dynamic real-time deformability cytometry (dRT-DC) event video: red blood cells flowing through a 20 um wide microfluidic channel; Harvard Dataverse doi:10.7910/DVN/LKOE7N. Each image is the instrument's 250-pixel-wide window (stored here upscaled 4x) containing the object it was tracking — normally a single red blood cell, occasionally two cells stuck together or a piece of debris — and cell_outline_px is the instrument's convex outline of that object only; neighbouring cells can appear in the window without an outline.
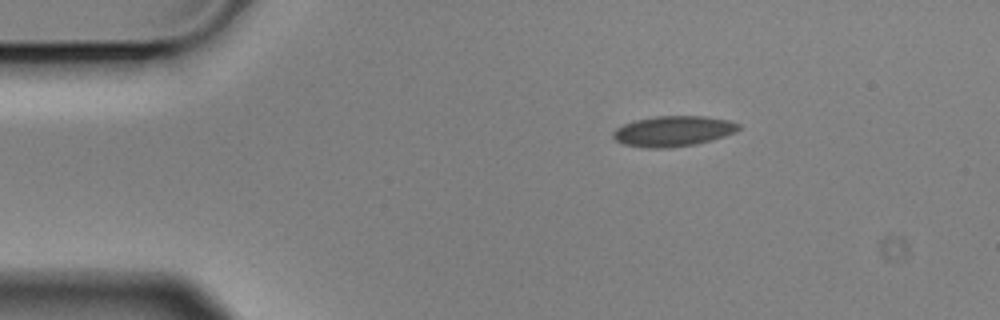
{"species": "Egyptian fruit bat (a non-hibernating species)", "species_latin": "Rousettus aegyptiacus", "temperature_condition": "cold", "stored_images_in_passage": 7, "camera_frame_rate_fps": 3000, "um_per_image_px": 0.085, "animal": {"sex": "male"}, "frame": {"image": 1, "passage_image": 7, "time_ms": 2.0, "image_size_px": [1000, 320], "cell_outline_px": [[740, 128], [736, 132], [712, 140], [696, 144], [668, 148], [644, 148], [624, 144], [616, 140], [612, 136], [612, 132], [616, 128], [624, 124], [636, 120], [656, 116], [704, 116], [728, 120], [740, 124]], "centroid_in_image_um": [57.22, 11.15], "position_along_channel_um": 27.8, "area_um2": 22.31}}